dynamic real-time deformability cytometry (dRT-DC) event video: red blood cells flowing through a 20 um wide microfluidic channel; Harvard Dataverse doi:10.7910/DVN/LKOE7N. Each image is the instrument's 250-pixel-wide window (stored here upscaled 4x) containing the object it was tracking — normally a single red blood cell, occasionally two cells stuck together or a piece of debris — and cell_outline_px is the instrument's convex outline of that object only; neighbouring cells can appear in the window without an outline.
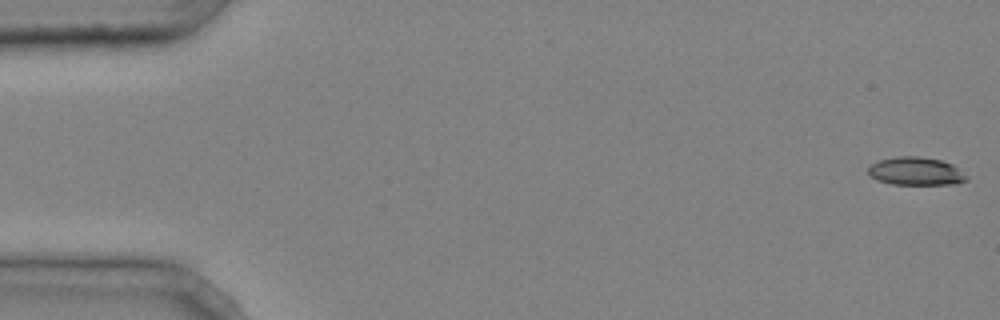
{"species": "common noctule bat (a hibernating species)", "species_latin": "Nyctalus noctula", "temperature_condition": "cold", "stored_images_in_passage": 3, "camera_frame_rate_fps": 3000, "um_per_image_px": 0.085, "animal": {"sex": "male", "body_mass_g": 20.4}, "frame": {"image": 1, "passage_image": 1, "time_ms": 0.0, "image_size_px": [1000, 320], "cell_outline_px": [[968, 180], [956, 184], [892, 184], [876, 180], [868, 176], [868, 168], [872, 164], [880, 160], [896, 156], [920, 156], [940, 160], [952, 164], [968, 176]], "centroid_in_image_um": [77.84, 14.56], "position_along_channel_um": 7.2, "area_um2": 16.18}}
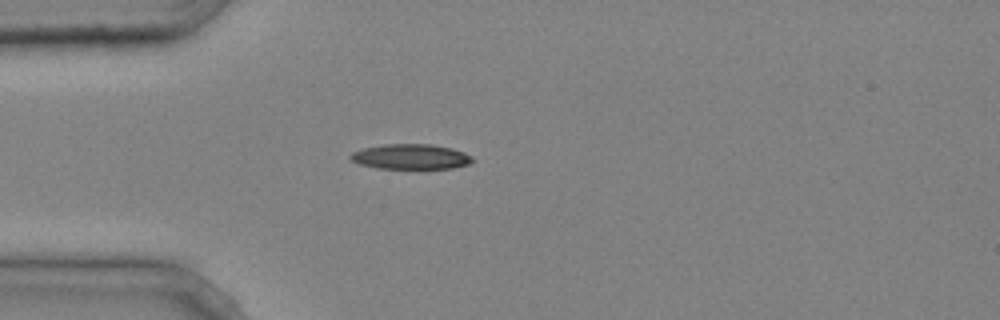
{"frame": {"image": 2, "passage_image": 3, "time_ms": 0.667, "image_size_px": [1000, 320], "cell_outline_px": [[476, 160], [468, 164], [452, 168], [376, 168], [360, 164], [352, 160], [348, 156], [352, 152], [364, 148], [384, 144], [432, 144], [452, 148], [464, 152], [472, 156]], "centroid_in_image_um": [34.94, 13.31], "position_along_channel_um": 50.1, "area_um2": 17.86}}